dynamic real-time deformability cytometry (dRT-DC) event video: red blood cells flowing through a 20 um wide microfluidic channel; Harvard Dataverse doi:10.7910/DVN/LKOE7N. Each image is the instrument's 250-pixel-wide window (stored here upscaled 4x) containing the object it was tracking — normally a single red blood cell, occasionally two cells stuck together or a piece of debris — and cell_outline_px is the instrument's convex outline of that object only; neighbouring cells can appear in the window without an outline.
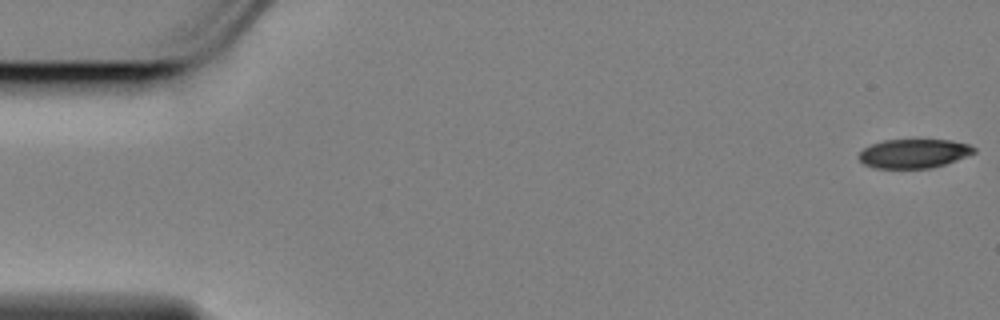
{"species": "Egyptian fruit bat (a non-hibernating species)", "species_latin": "Rousettus aegyptiacus", "temperature_condition": "cold", "stored_images_in_passage": 57, "camera_frame_rate_fps": 3000, "um_per_image_px": 0.085, "animal": {"sex": "female"}, "frame": {"image": 1, "passage_image": 1, "time_ms": 0.0, "image_size_px": [1000, 320], "cell_outline_px": [[976, 152], [956, 160], [932, 168], [876, 168], [864, 164], [860, 160], [860, 152], [864, 148], [872, 144], [884, 140], [948, 140], [968, 144], [976, 148]], "centroid_in_image_um": [77.69, 13.05], "position_along_channel_um": 7.3, "area_um2": 19.25}}
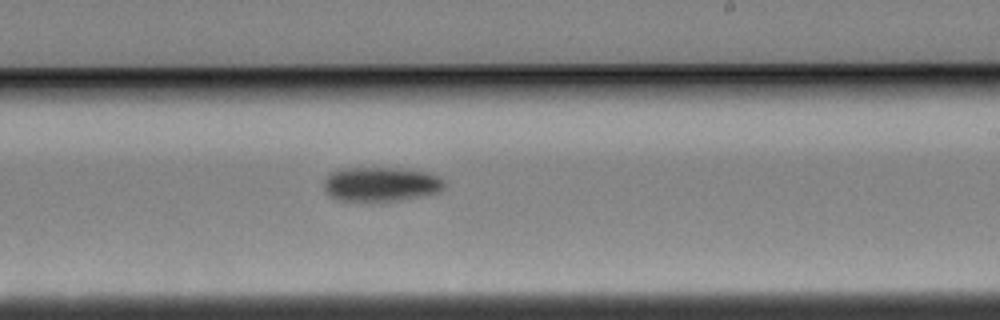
{"frame": {"image": 2, "passage_image": 34, "time_ms": 11.0, "image_size_px": [1000, 320], "cell_outline_px": [[444, 184], [440, 192], [400, 200], [340, 200], [332, 196], [324, 188], [324, 180], [332, 172], [340, 168], [400, 168], [424, 172], [436, 176]], "centroid_in_image_um": [32.35, 15.64], "position_along_channel_um": 256.6, "area_um2": 23.52}}
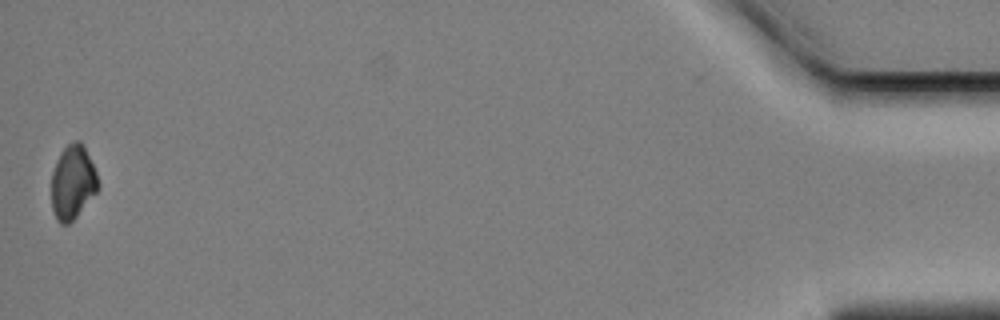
{"frame": {"image": 3, "passage_image": 57, "time_ms": 18.667, "image_size_px": [1000, 320], "cell_outline_px": [[100, 188], [76, 216], [68, 224], [60, 224], [56, 220], [52, 208], [52, 172], [60, 152], [68, 144], [76, 140], [80, 140], [84, 144], [96, 172], [100, 184]], "centroid_in_image_um": [6.19, 15.48], "position_along_channel_um": 429.0, "area_um2": 20.17}, "authors_computed_cell_mechanics": {"area_um2": 22.1374, "velocity_mm_per_s": 3.4575, "shape_relaxation_time_tau1_ms": 2.4196, "shape_relaxation_time_tau2_ms": null, "deformation_change_tau1": 0.1007, "deformation_change_tau2": null}}